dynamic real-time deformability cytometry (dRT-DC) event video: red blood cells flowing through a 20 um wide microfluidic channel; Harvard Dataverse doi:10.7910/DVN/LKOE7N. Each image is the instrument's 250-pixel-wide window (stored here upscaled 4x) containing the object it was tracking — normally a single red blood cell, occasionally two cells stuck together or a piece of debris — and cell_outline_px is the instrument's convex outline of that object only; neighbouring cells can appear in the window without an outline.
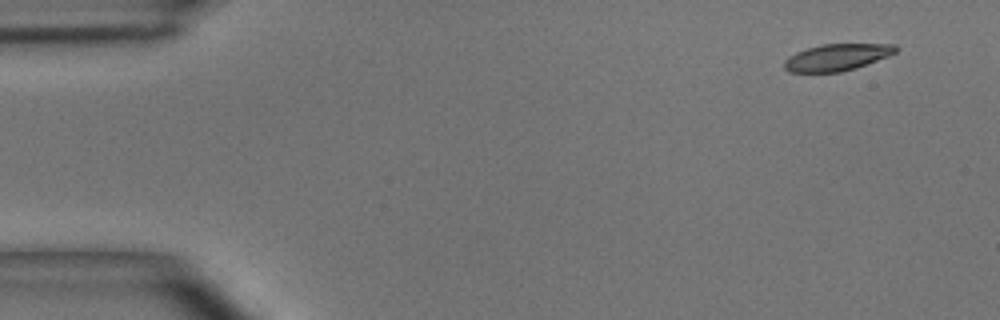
{"species": "common noctule bat (a hibernating species)", "species_latin": "Nyctalus noctula", "temperature_condition": "room temperature", "stored_images_in_passage": 5, "camera_frame_rate_fps": 3000, "um_per_image_px": 0.085, "animal": {"sex": "male", "body_mass_g": 15.6}, "frame": {"image": 1, "passage_image": 1, "time_ms": 0.0, "image_size_px": [1000, 320], "cell_outline_px": [[900, 48], [896, 52], [888, 56], [856, 68], [840, 72], [788, 72], [784, 68], [784, 60], [788, 56], [796, 52], [820, 44], [896, 44]], "centroid_in_image_um": [71.14, 4.86], "position_along_channel_um": 13.9, "area_um2": 17.46}}
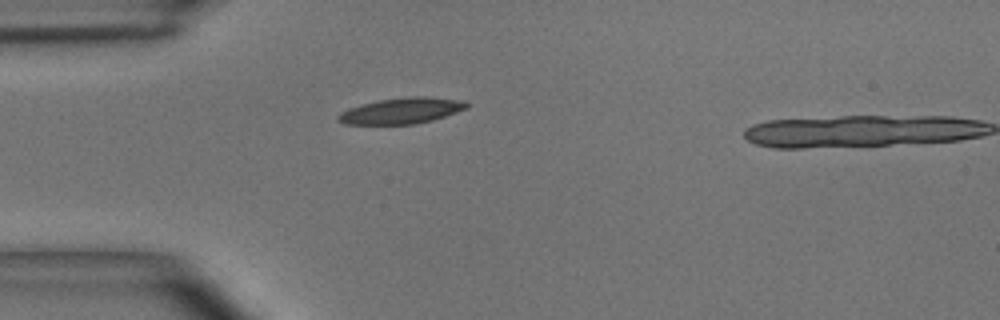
{"frame": {"image": 2, "passage_image": 4, "time_ms": 1.0, "image_size_px": [1000, 320], "cell_outline_px": [[468, 108], [432, 120], [416, 124], [344, 124], [336, 120], [336, 116], [340, 112], [348, 108], [380, 100], [408, 96], [424, 96], [464, 100], [468, 104]], "centroid_in_image_um": [34.12, 9.41], "position_along_channel_um": 50.9, "area_um2": 19.42}}